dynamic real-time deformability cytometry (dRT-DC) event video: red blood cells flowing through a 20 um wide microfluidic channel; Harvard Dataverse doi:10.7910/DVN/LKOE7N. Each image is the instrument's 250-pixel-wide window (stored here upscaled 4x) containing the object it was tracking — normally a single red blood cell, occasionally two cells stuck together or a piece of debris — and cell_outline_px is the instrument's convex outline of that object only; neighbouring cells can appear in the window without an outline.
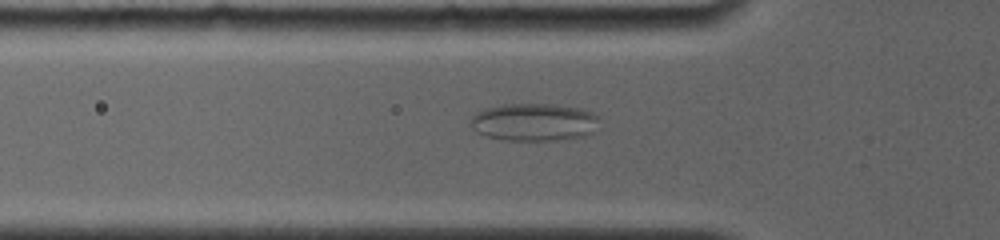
{"species": "common noctule bat (a hibernating species)", "species_latin": "Nyctalus noctula", "temperature_condition": "room temperature", "stored_images_in_passage": 53, "camera_frame_rate_fps": 4000, "um_per_image_px": 0.085, "animal": {"sex": "female", "body_mass_g": 19.0, "forearm_length_mm": 56.7}, "frame": {"image": 1, "passage_image": 7, "time_ms": 1.5, "image_size_px": [1000, 240], "cell_outline_px": [[600, 116], [592, 132], [588, 136], [556, 140], [504, 140], [488, 136], [476, 132], [468, 124], [472, 116], [484, 108], [504, 104], [556, 104], [580, 108], [592, 112]], "centroid_in_image_um": [45.38, 10.37], "position_along_channel_um": 80.4, "area_um2": 28.44}}
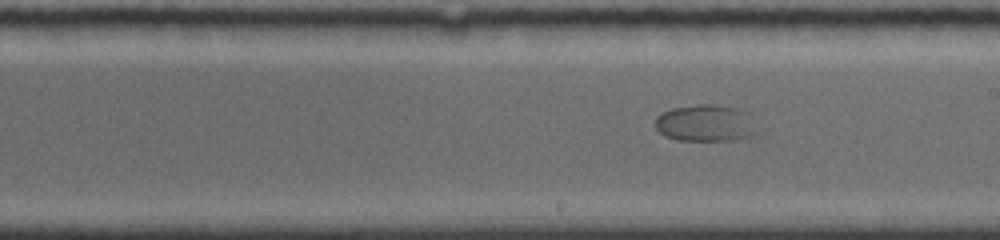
{"frame": {"image": 2, "passage_image": 23, "time_ms": 5.5, "image_size_px": [1000, 240], "cell_outline_px": [[760, 132], [752, 136], [736, 140], [676, 140], [664, 136], [656, 128], [656, 116], [672, 108], [696, 104], [712, 104], [740, 108], [748, 112], [752, 116], [760, 128]], "centroid_in_image_um": [60.07, 10.46], "position_along_channel_um": 228.9, "area_um2": 22.48}}
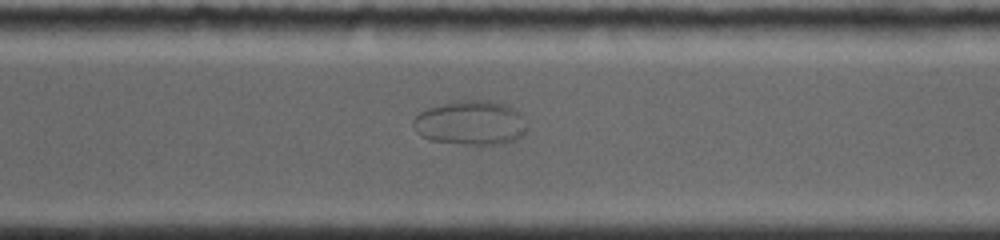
{"frame": {"image": 3, "passage_image": 34, "time_ms": 8.25, "image_size_px": [1000, 240], "cell_outline_px": [[528, 128], [516, 140], [500, 144], [464, 144], [432, 140], [420, 136], [416, 132], [412, 124], [412, 120], [420, 112], [428, 108], [456, 100], [488, 100], [504, 104], [520, 112]], "centroid_in_image_um": [39.99, 10.44], "position_along_channel_um": 330.6, "area_um2": 29.42}}